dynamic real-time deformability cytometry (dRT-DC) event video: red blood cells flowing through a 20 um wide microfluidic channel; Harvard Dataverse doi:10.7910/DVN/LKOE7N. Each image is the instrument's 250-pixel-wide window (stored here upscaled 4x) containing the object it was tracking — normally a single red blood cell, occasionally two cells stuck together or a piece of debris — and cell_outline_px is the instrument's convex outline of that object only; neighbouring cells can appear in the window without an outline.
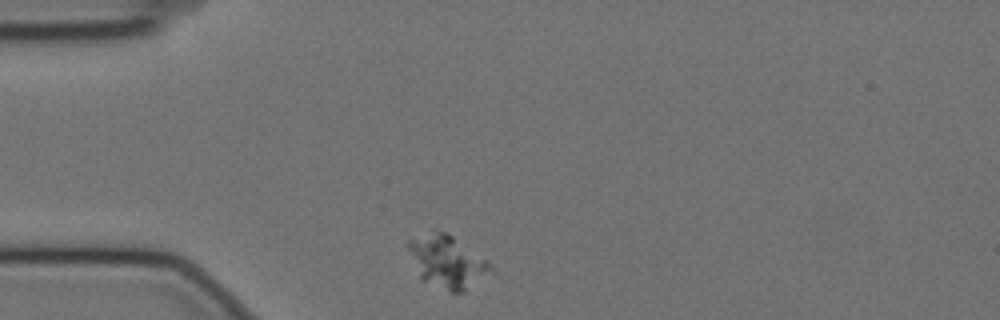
{"species": "Egyptian fruit bat (a non-hibernating species)", "species_latin": "Rousettus aegyptiacus", "temperature_condition": "cold", "stored_images_in_passage": 36, "camera_frame_rate_fps": 3000, "um_per_image_px": 0.085, "animal": {"sex": "female"}, "frame": {"image": 1, "passage_image": 1, "time_ms": 0.0, "image_size_px": [1000, 320], "cell_outline_px": [[492, 268], [464, 292], [448, 292], [420, 280], [408, 248], [408, 240], [432, 228], [436, 228], [448, 232], [488, 260], [492, 264]], "centroid_in_image_um": [37.96, 22.19], "position_along_channel_um": 47.0, "area_um2": 25.37}}
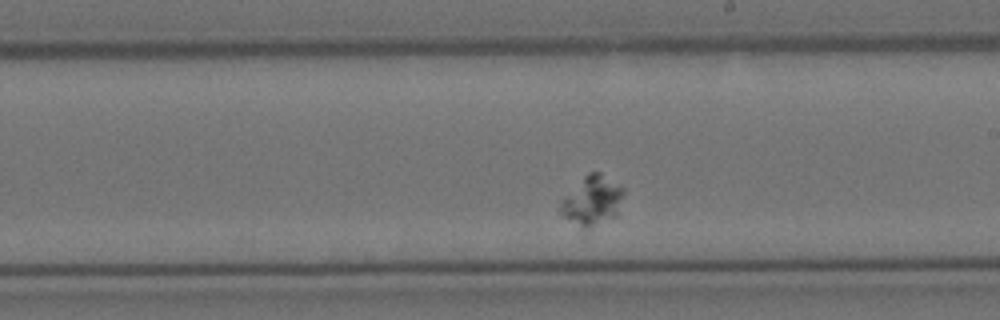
{"frame": {"image": 2, "passage_image": 21, "time_ms": 6.667, "image_size_px": [1000, 320], "cell_outline_px": [[624, 192], [616, 216], [588, 232], [564, 216], [560, 212], [560, 200], [588, 172], [600, 172], [624, 188]], "centroid_in_image_um": [50.34, 17.09], "position_along_channel_um": 238.7, "area_um2": 18.38}}
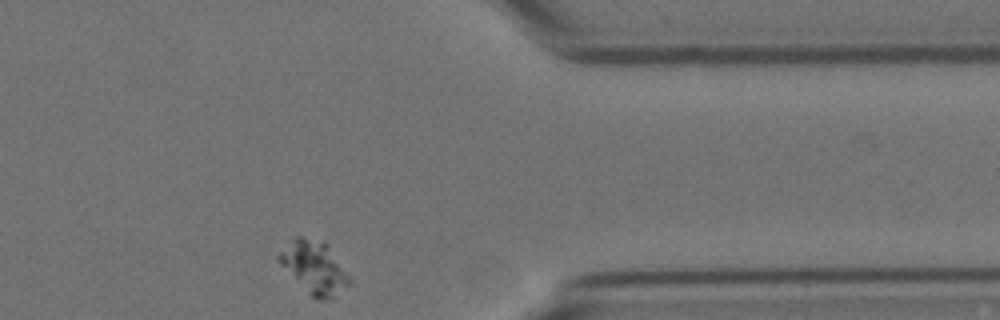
{"frame": {"image": 3, "passage_image": 36, "time_ms": 11.667, "image_size_px": [1000, 320], "cell_outline_px": [[352, 280], [332, 300], [316, 300], [280, 264], [276, 256], [296, 236], [300, 236], [324, 240], [328, 244]], "centroid_in_image_um": [26.74, 22.72], "position_along_channel_um": 384.7, "area_um2": 21.39}}